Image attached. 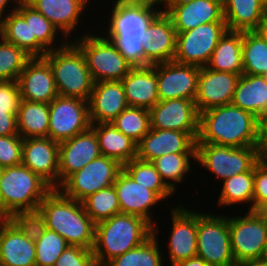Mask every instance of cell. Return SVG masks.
<instances>
[{"label":"cell","mask_w":267,"mask_h":266,"mask_svg":"<svg viewBox=\"0 0 267 266\" xmlns=\"http://www.w3.org/2000/svg\"><path fill=\"white\" fill-rule=\"evenodd\" d=\"M2 171L3 169L0 167V181H1Z\"/></svg>","instance_id":"cell-59"},{"label":"cell","mask_w":267,"mask_h":266,"mask_svg":"<svg viewBox=\"0 0 267 266\" xmlns=\"http://www.w3.org/2000/svg\"><path fill=\"white\" fill-rule=\"evenodd\" d=\"M114 188L122 214L141 217L154 227L156 221L150 210L161 201L165 202L156 192L136 183L123 169L117 175Z\"/></svg>","instance_id":"cell-19"},{"label":"cell","mask_w":267,"mask_h":266,"mask_svg":"<svg viewBox=\"0 0 267 266\" xmlns=\"http://www.w3.org/2000/svg\"><path fill=\"white\" fill-rule=\"evenodd\" d=\"M267 202V158H262L254 166L253 211Z\"/></svg>","instance_id":"cell-48"},{"label":"cell","mask_w":267,"mask_h":266,"mask_svg":"<svg viewBox=\"0 0 267 266\" xmlns=\"http://www.w3.org/2000/svg\"><path fill=\"white\" fill-rule=\"evenodd\" d=\"M88 104L91 124L111 123L129 107L121 81L94 82Z\"/></svg>","instance_id":"cell-25"},{"label":"cell","mask_w":267,"mask_h":266,"mask_svg":"<svg viewBox=\"0 0 267 266\" xmlns=\"http://www.w3.org/2000/svg\"><path fill=\"white\" fill-rule=\"evenodd\" d=\"M240 75L200 67L195 104L198 112L231 104Z\"/></svg>","instance_id":"cell-20"},{"label":"cell","mask_w":267,"mask_h":266,"mask_svg":"<svg viewBox=\"0 0 267 266\" xmlns=\"http://www.w3.org/2000/svg\"><path fill=\"white\" fill-rule=\"evenodd\" d=\"M23 138L20 135L0 136V167L22 163Z\"/></svg>","instance_id":"cell-46"},{"label":"cell","mask_w":267,"mask_h":266,"mask_svg":"<svg viewBox=\"0 0 267 266\" xmlns=\"http://www.w3.org/2000/svg\"><path fill=\"white\" fill-rule=\"evenodd\" d=\"M173 266H210V265L201 257L194 256L187 260H182Z\"/></svg>","instance_id":"cell-53"},{"label":"cell","mask_w":267,"mask_h":266,"mask_svg":"<svg viewBox=\"0 0 267 266\" xmlns=\"http://www.w3.org/2000/svg\"><path fill=\"white\" fill-rule=\"evenodd\" d=\"M123 170L131 176L136 183L156 192L163 200L175 196V193L165 184L152 162L137 158L123 165Z\"/></svg>","instance_id":"cell-40"},{"label":"cell","mask_w":267,"mask_h":266,"mask_svg":"<svg viewBox=\"0 0 267 266\" xmlns=\"http://www.w3.org/2000/svg\"><path fill=\"white\" fill-rule=\"evenodd\" d=\"M122 169L123 165L117 160L100 155L71 174L58 189L66 197L82 201L88 195L113 185Z\"/></svg>","instance_id":"cell-11"},{"label":"cell","mask_w":267,"mask_h":266,"mask_svg":"<svg viewBox=\"0 0 267 266\" xmlns=\"http://www.w3.org/2000/svg\"><path fill=\"white\" fill-rule=\"evenodd\" d=\"M243 74L267 73V42L255 31H242Z\"/></svg>","instance_id":"cell-39"},{"label":"cell","mask_w":267,"mask_h":266,"mask_svg":"<svg viewBox=\"0 0 267 266\" xmlns=\"http://www.w3.org/2000/svg\"><path fill=\"white\" fill-rule=\"evenodd\" d=\"M198 132H181L150 128L137 143V159L153 162L171 153H196Z\"/></svg>","instance_id":"cell-16"},{"label":"cell","mask_w":267,"mask_h":266,"mask_svg":"<svg viewBox=\"0 0 267 266\" xmlns=\"http://www.w3.org/2000/svg\"><path fill=\"white\" fill-rule=\"evenodd\" d=\"M207 67L218 72L243 74L242 31L225 32L217 43Z\"/></svg>","instance_id":"cell-33"},{"label":"cell","mask_w":267,"mask_h":266,"mask_svg":"<svg viewBox=\"0 0 267 266\" xmlns=\"http://www.w3.org/2000/svg\"><path fill=\"white\" fill-rule=\"evenodd\" d=\"M228 227L234 261L241 263L260 259L267 239V221L257 212L229 216Z\"/></svg>","instance_id":"cell-10"},{"label":"cell","mask_w":267,"mask_h":266,"mask_svg":"<svg viewBox=\"0 0 267 266\" xmlns=\"http://www.w3.org/2000/svg\"><path fill=\"white\" fill-rule=\"evenodd\" d=\"M53 188L22 163L3 168L0 181V218L33 211Z\"/></svg>","instance_id":"cell-5"},{"label":"cell","mask_w":267,"mask_h":266,"mask_svg":"<svg viewBox=\"0 0 267 266\" xmlns=\"http://www.w3.org/2000/svg\"><path fill=\"white\" fill-rule=\"evenodd\" d=\"M258 149L262 158H267V113L259 119Z\"/></svg>","instance_id":"cell-51"},{"label":"cell","mask_w":267,"mask_h":266,"mask_svg":"<svg viewBox=\"0 0 267 266\" xmlns=\"http://www.w3.org/2000/svg\"><path fill=\"white\" fill-rule=\"evenodd\" d=\"M262 159L258 146L236 148L196 143V163L220 182L251 170Z\"/></svg>","instance_id":"cell-8"},{"label":"cell","mask_w":267,"mask_h":266,"mask_svg":"<svg viewBox=\"0 0 267 266\" xmlns=\"http://www.w3.org/2000/svg\"><path fill=\"white\" fill-rule=\"evenodd\" d=\"M212 213L198 211L197 256L210 266H237L231 248L228 215Z\"/></svg>","instance_id":"cell-9"},{"label":"cell","mask_w":267,"mask_h":266,"mask_svg":"<svg viewBox=\"0 0 267 266\" xmlns=\"http://www.w3.org/2000/svg\"><path fill=\"white\" fill-rule=\"evenodd\" d=\"M68 246L69 244L61 235L46 229L35 241L36 266H54L58 257Z\"/></svg>","instance_id":"cell-44"},{"label":"cell","mask_w":267,"mask_h":266,"mask_svg":"<svg viewBox=\"0 0 267 266\" xmlns=\"http://www.w3.org/2000/svg\"><path fill=\"white\" fill-rule=\"evenodd\" d=\"M159 101L190 99L195 101L200 67L175 61L155 64Z\"/></svg>","instance_id":"cell-14"},{"label":"cell","mask_w":267,"mask_h":266,"mask_svg":"<svg viewBox=\"0 0 267 266\" xmlns=\"http://www.w3.org/2000/svg\"><path fill=\"white\" fill-rule=\"evenodd\" d=\"M257 212L267 221V202L264 203Z\"/></svg>","instance_id":"cell-57"},{"label":"cell","mask_w":267,"mask_h":266,"mask_svg":"<svg viewBox=\"0 0 267 266\" xmlns=\"http://www.w3.org/2000/svg\"><path fill=\"white\" fill-rule=\"evenodd\" d=\"M0 266H36L35 241L8 218L0 219Z\"/></svg>","instance_id":"cell-27"},{"label":"cell","mask_w":267,"mask_h":266,"mask_svg":"<svg viewBox=\"0 0 267 266\" xmlns=\"http://www.w3.org/2000/svg\"><path fill=\"white\" fill-rule=\"evenodd\" d=\"M100 155L98 139L91 127L59 143V187L71 174Z\"/></svg>","instance_id":"cell-22"},{"label":"cell","mask_w":267,"mask_h":266,"mask_svg":"<svg viewBox=\"0 0 267 266\" xmlns=\"http://www.w3.org/2000/svg\"><path fill=\"white\" fill-rule=\"evenodd\" d=\"M121 83L129 106L150 110L159 102L155 64L133 67Z\"/></svg>","instance_id":"cell-28"},{"label":"cell","mask_w":267,"mask_h":266,"mask_svg":"<svg viewBox=\"0 0 267 266\" xmlns=\"http://www.w3.org/2000/svg\"><path fill=\"white\" fill-rule=\"evenodd\" d=\"M8 219L33 241L38 240L47 229L45 217L39 209L13 213Z\"/></svg>","instance_id":"cell-45"},{"label":"cell","mask_w":267,"mask_h":266,"mask_svg":"<svg viewBox=\"0 0 267 266\" xmlns=\"http://www.w3.org/2000/svg\"><path fill=\"white\" fill-rule=\"evenodd\" d=\"M91 29L95 28L91 25L90 31L86 30V33L74 37L75 40L72 38L71 41L84 55L93 81H121L133 66L112 41L102 36L100 31L95 30L92 33ZM96 32L101 35H96Z\"/></svg>","instance_id":"cell-7"},{"label":"cell","mask_w":267,"mask_h":266,"mask_svg":"<svg viewBox=\"0 0 267 266\" xmlns=\"http://www.w3.org/2000/svg\"><path fill=\"white\" fill-rule=\"evenodd\" d=\"M232 104L257 118L267 113V80L262 75H240Z\"/></svg>","instance_id":"cell-30"},{"label":"cell","mask_w":267,"mask_h":266,"mask_svg":"<svg viewBox=\"0 0 267 266\" xmlns=\"http://www.w3.org/2000/svg\"><path fill=\"white\" fill-rule=\"evenodd\" d=\"M90 127L88 101L58 95L49 103L48 138L61 143Z\"/></svg>","instance_id":"cell-13"},{"label":"cell","mask_w":267,"mask_h":266,"mask_svg":"<svg viewBox=\"0 0 267 266\" xmlns=\"http://www.w3.org/2000/svg\"><path fill=\"white\" fill-rule=\"evenodd\" d=\"M36 11L44 15L63 35L71 41L72 33L82 25L83 12L90 0H25Z\"/></svg>","instance_id":"cell-24"},{"label":"cell","mask_w":267,"mask_h":266,"mask_svg":"<svg viewBox=\"0 0 267 266\" xmlns=\"http://www.w3.org/2000/svg\"><path fill=\"white\" fill-rule=\"evenodd\" d=\"M149 113L150 128L199 132V112L194 100L159 101L149 110Z\"/></svg>","instance_id":"cell-17"},{"label":"cell","mask_w":267,"mask_h":266,"mask_svg":"<svg viewBox=\"0 0 267 266\" xmlns=\"http://www.w3.org/2000/svg\"><path fill=\"white\" fill-rule=\"evenodd\" d=\"M20 101L18 81H0V110L17 114Z\"/></svg>","instance_id":"cell-49"},{"label":"cell","mask_w":267,"mask_h":266,"mask_svg":"<svg viewBox=\"0 0 267 266\" xmlns=\"http://www.w3.org/2000/svg\"><path fill=\"white\" fill-rule=\"evenodd\" d=\"M258 139L259 118L232 103L199 113L196 143L243 148L258 146Z\"/></svg>","instance_id":"cell-2"},{"label":"cell","mask_w":267,"mask_h":266,"mask_svg":"<svg viewBox=\"0 0 267 266\" xmlns=\"http://www.w3.org/2000/svg\"><path fill=\"white\" fill-rule=\"evenodd\" d=\"M47 229L61 235L69 245L93 249L95 223L86 213L82 202L66 197L53 189L39 204Z\"/></svg>","instance_id":"cell-3"},{"label":"cell","mask_w":267,"mask_h":266,"mask_svg":"<svg viewBox=\"0 0 267 266\" xmlns=\"http://www.w3.org/2000/svg\"><path fill=\"white\" fill-rule=\"evenodd\" d=\"M177 32L170 17L158 12L148 23L147 39L143 43L144 67L173 61Z\"/></svg>","instance_id":"cell-23"},{"label":"cell","mask_w":267,"mask_h":266,"mask_svg":"<svg viewBox=\"0 0 267 266\" xmlns=\"http://www.w3.org/2000/svg\"><path fill=\"white\" fill-rule=\"evenodd\" d=\"M54 266H96L92 249L69 245Z\"/></svg>","instance_id":"cell-47"},{"label":"cell","mask_w":267,"mask_h":266,"mask_svg":"<svg viewBox=\"0 0 267 266\" xmlns=\"http://www.w3.org/2000/svg\"><path fill=\"white\" fill-rule=\"evenodd\" d=\"M263 76H264V77H265V79L267 80V73H265Z\"/></svg>","instance_id":"cell-60"},{"label":"cell","mask_w":267,"mask_h":266,"mask_svg":"<svg viewBox=\"0 0 267 266\" xmlns=\"http://www.w3.org/2000/svg\"><path fill=\"white\" fill-rule=\"evenodd\" d=\"M195 161L196 153H171L155 159L152 163L165 184L176 194V184L187 178L192 169V162L195 165Z\"/></svg>","instance_id":"cell-38"},{"label":"cell","mask_w":267,"mask_h":266,"mask_svg":"<svg viewBox=\"0 0 267 266\" xmlns=\"http://www.w3.org/2000/svg\"><path fill=\"white\" fill-rule=\"evenodd\" d=\"M160 12L170 17L177 33L205 23L225 22L222 0H193L181 6L162 7Z\"/></svg>","instance_id":"cell-26"},{"label":"cell","mask_w":267,"mask_h":266,"mask_svg":"<svg viewBox=\"0 0 267 266\" xmlns=\"http://www.w3.org/2000/svg\"><path fill=\"white\" fill-rule=\"evenodd\" d=\"M222 4L230 31H255L267 15V0H222Z\"/></svg>","instance_id":"cell-29"},{"label":"cell","mask_w":267,"mask_h":266,"mask_svg":"<svg viewBox=\"0 0 267 266\" xmlns=\"http://www.w3.org/2000/svg\"><path fill=\"white\" fill-rule=\"evenodd\" d=\"M16 116L17 114L0 110V136L19 135Z\"/></svg>","instance_id":"cell-50"},{"label":"cell","mask_w":267,"mask_h":266,"mask_svg":"<svg viewBox=\"0 0 267 266\" xmlns=\"http://www.w3.org/2000/svg\"><path fill=\"white\" fill-rule=\"evenodd\" d=\"M111 123L121 133L138 143L150 131L149 109L129 106Z\"/></svg>","instance_id":"cell-42"},{"label":"cell","mask_w":267,"mask_h":266,"mask_svg":"<svg viewBox=\"0 0 267 266\" xmlns=\"http://www.w3.org/2000/svg\"><path fill=\"white\" fill-rule=\"evenodd\" d=\"M260 259L267 263V239H266V242H265V245H264V249H263V253H262Z\"/></svg>","instance_id":"cell-58"},{"label":"cell","mask_w":267,"mask_h":266,"mask_svg":"<svg viewBox=\"0 0 267 266\" xmlns=\"http://www.w3.org/2000/svg\"><path fill=\"white\" fill-rule=\"evenodd\" d=\"M0 36L31 58L43 57L48 52L36 38H31L30 19H25L16 9L0 23Z\"/></svg>","instance_id":"cell-32"},{"label":"cell","mask_w":267,"mask_h":266,"mask_svg":"<svg viewBox=\"0 0 267 266\" xmlns=\"http://www.w3.org/2000/svg\"><path fill=\"white\" fill-rule=\"evenodd\" d=\"M227 30L226 22H212L177 33L176 53L173 61L206 67L217 43Z\"/></svg>","instance_id":"cell-12"},{"label":"cell","mask_w":267,"mask_h":266,"mask_svg":"<svg viewBox=\"0 0 267 266\" xmlns=\"http://www.w3.org/2000/svg\"><path fill=\"white\" fill-rule=\"evenodd\" d=\"M16 118L23 139L48 137L49 104L21 100Z\"/></svg>","instance_id":"cell-34"},{"label":"cell","mask_w":267,"mask_h":266,"mask_svg":"<svg viewBox=\"0 0 267 266\" xmlns=\"http://www.w3.org/2000/svg\"><path fill=\"white\" fill-rule=\"evenodd\" d=\"M113 2L109 12L111 15L105 18H109V24L102 35L117 46L133 67H144L143 43L147 39L148 23L160 11L158 0Z\"/></svg>","instance_id":"cell-1"},{"label":"cell","mask_w":267,"mask_h":266,"mask_svg":"<svg viewBox=\"0 0 267 266\" xmlns=\"http://www.w3.org/2000/svg\"><path fill=\"white\" fill-rule=\"evenodd\" d=\"M22 164L53 189L59 188V143L48 137L23 139Z\"/></svg>","instance_id":"cell-18"},{"label":"cell","mask_w":267,"mask_h":266,"mask_svg":"<svg viewBox=\"0 0 267 266\" xmlns=\"http://www.w3.org/2000/svg\"><path fill=\"white\" fill-rule=\"evenodd\" d=\"M18 1L19 0H0V23L11 11L16 9ZM8 4H12V6H9ZM9 7L12 9L8 10Z\"/></svg>","instance_id":"cell-52"},{"label":"cell","mask_w":267,"mask_h":266,"mask_svg":"<svg viewBox=\"0 0 267 266\" xmlns=\"http://www.w3.org/2000/svg\"><path fill=\"white\" fill-rule=\"evenodd\" d=\"M267 42V15L259 23L258 28L255 30Z\"/></svg>","instance_id":"cell-55"},{"label":"cell","mask_w":267,"mask_h":266,"mask_svg":"<svg viewBox=\"0 0 267 266\" xmlns=\"http://www.w3.org/2000/svg\"><path fill=\"white\" fill-rule=\"evenodd\" d=\"M238 266H267V263L261 259H256L241 263Z\"/></svg>","instance_id":"cell-56"},{"label":"cell","mask_w":267,"mask_h":266,"mask_svg":"<svg viewBox=\"0 0 267 266\" xmlns=\"http://www.w3.org/2000/svg\"><path fill=\"white\" fill-rule=\"evenodd\" d=\"M153 235V226L145 219L117 214L95 224L93 254L96 266H105L113 258L138 247Z\"/></svg>","instance_id":"cell-4"},{"label":"cell","mask_w":267,"mask_h":266,"mask_svg":"<svg viewBox=\"0 0 267 266\" xmlns=\"http://www.w3.org/2000/svg\"><path fill=\"white\" fill-rule=\"evenodd\" d=\"M172 228L167 243L168 259L171 266L197 256L198 211L179 204L170 208Z\"/></svg>","instance_id":"cell-15"},{"label":"cell","mask_w":267,"mask_h":266,"mask_svg":"<svg viewBox=\"0 0 267 266\" xmlns=\"http://www.w3.org/2000/svg\"><path fill=\"white\" fill-rule=\"evenodd\" d=\"M157 225L153 227V235L143 244L113 258L105 266H164L166 258H163L164 251L160 250L157 237L161 229H158Z\"/></svg>","instance_id":"cell-35"},{"label":"cell","mask_w":267,"mask_h":266,"mask_svg":"<svg viewBox=\"0 0 267 266\" xmlns=\"http://www.w3.org/2000/svg\"><path fill=\"white\" fill-rule=\"evenodd\" d=\"M21 100L49 104L59 94L49 62L44 57H32L18 78Z\"/></svg>","instance_id":"cell-21"},{"label":"cell","mask_w":267,"mask_h":266,"mask_svg":"<svg viewBox=\"0 0 267 266\" xmlns=\"http://www.w3.org/2000/svg\"><path fill=\"white\" fill-rule=\"evenodd\" d=\"M30 58L22 49L0 36V81H18Z\"/></svg>","instance_id":"cell-43"},{"label":"cell","mask_w":267,"mask_h":266,"mask_svg":"<svg viewBox=\"0 0 267 266\" xmlns=\"http://www.w3.org/2000/svg\"><path fill=\"white\" fill-rule=\"evenodd\" d=\"M98 139L101 155L121 165L137 157V143L121 133L112 123L91 124Z\"/></svg>","instance_id":"cell-31"},{"label":"cell","mask_w":267,"mask_h":266,"mask_svg":"<svg viewBox=\"0 0 267 266\" xmlns=\"http://www.w3.org/2000/svg\"><path fill=\"white\" fill-rule=\"evenodd\" d=\"M218 201L219 208L233 207V205L249 204L248 211H253L254 167L240 174H236L222 182Z\"/></svg>","instance_id":"cell-36"},{"label":"cell","mask_w":267,"mask_h":266,"mask_svg":"<svg viewBox=\"0 0 267 266\" xmlns=\"http://www.w3.org/2000/svg\"><path fill=\"white\" fill-rule=\"evenodd\" d=\"M193 0H158L159 7H176L185 5Z\"/></svg>","instance_id":"cell-54"},{"label":"cell","mask_w":267,"mask_h":266,"mask_svg":"<svg viewBox=\"0 0 267 266\" xmlns=\"http://www.w3.org/2000/svg\"><path fill=\"white\" fill-rule=\"evenodd\" d=\"M81 202L95 224L121 213L114 184L88 195Z\"/></svg>","instance_id":"cell-41"},{"label":"cell","mask_w":267,"mask_h":266,"mask_svg":"<svg viewBox=\"0 0 267 266\" xmlns=\"http://www.w3.org/2000/svg\"><path fill=\"white\" fill-rule=\"evenodd\" d=\"M16 10L25 19H30L31 38H36L48 51L61 48L68 42L67 39H60V36L63 35L60 34L59 30L44 15L36 11L25 0L18 1ZM57 39L62 41H58L59 45L55 43L57 42Z\"/></svg>","instance_id":"cell-37"},{"label":"cell","mask_w":267,"mask_h":266,"mask_svg":"<svg viewBox=\"0 0 267 266\" xmlns=\"http://www.w3.org/2000/svg\"><path fill=\"white\" fill-rule=\"evenodd\" d=\"M50 64L58 94L89 101L94 81L81 50L71 41L43 56Z\"/></svg>","instance_id":"cell-6"}]
</instances>
